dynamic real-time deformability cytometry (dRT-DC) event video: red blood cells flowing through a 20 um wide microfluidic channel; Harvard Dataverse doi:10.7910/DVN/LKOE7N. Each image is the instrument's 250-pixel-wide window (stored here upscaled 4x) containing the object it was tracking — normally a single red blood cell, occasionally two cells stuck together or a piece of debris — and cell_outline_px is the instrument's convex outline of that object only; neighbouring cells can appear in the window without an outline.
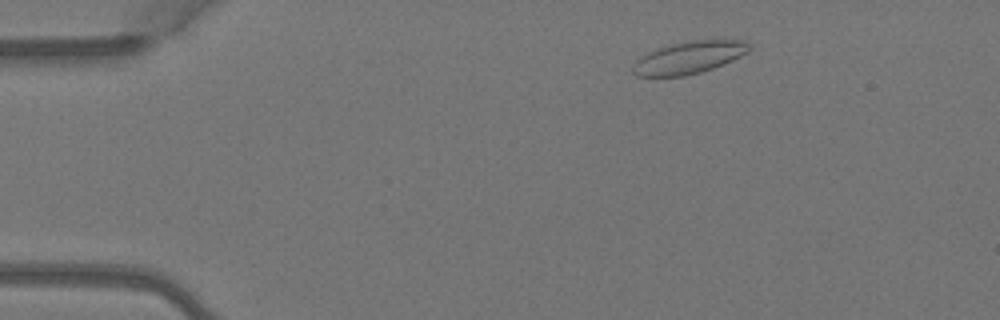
{"species": "Egyptian fruit bat (a non-hibernating species)", "species_latin": "Rousettus aegyptiacus", "temperature_condition": "warm", "stored_images_in_passage": 3, "camera_frame_rate_fps": 3000, "um_per_image_px": 0.085, "animal": {"sex": "female"}, "frame": {"image": 1, "passage_image": 1, "time_ms": 0.0, "image_size_px": [1000, 320], "cell_outline_px": [[752, 48], [748, 52], [732, 60], [712, 68], [700, 72], [684, 76], [636, 76], [632, 72], [632, 68], [636, 60], [648, 52], [672, 44], [692, 40], [748, 40]], "centroid_in_image_um": [58.59, 4.88], "position_along_channel_um": 26.4, "area_um2": 21.73}}
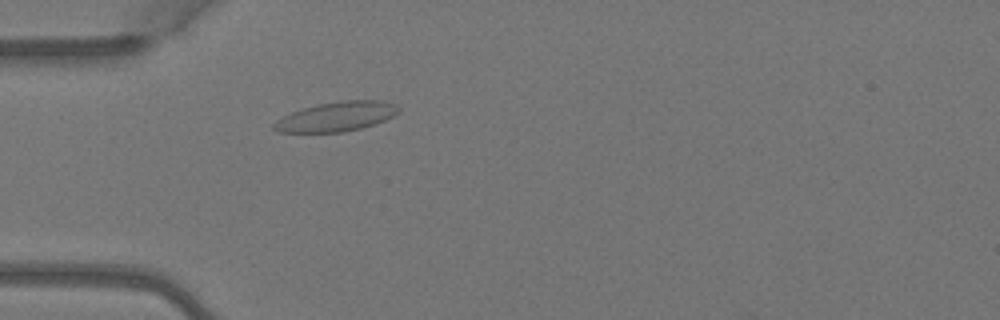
{"frame": {"image": 2, "passage_image": 3, "time_ms": 0.667, "image_size_px": [1000, 320], "cell_outline_px": [[400, 108], [392, 116], [384, 120], [360, 128], [340, 132], [276, 132], [272, 128], [272, 124], [276, 120], [292, 112], [304, 108], [320, 104], [340, 100], [380, 100], [396, 104]], "centroid_in_image_um": [28.56, 9.9], "position_along_channel_um": 56.4, "area_um2": 21.15}}